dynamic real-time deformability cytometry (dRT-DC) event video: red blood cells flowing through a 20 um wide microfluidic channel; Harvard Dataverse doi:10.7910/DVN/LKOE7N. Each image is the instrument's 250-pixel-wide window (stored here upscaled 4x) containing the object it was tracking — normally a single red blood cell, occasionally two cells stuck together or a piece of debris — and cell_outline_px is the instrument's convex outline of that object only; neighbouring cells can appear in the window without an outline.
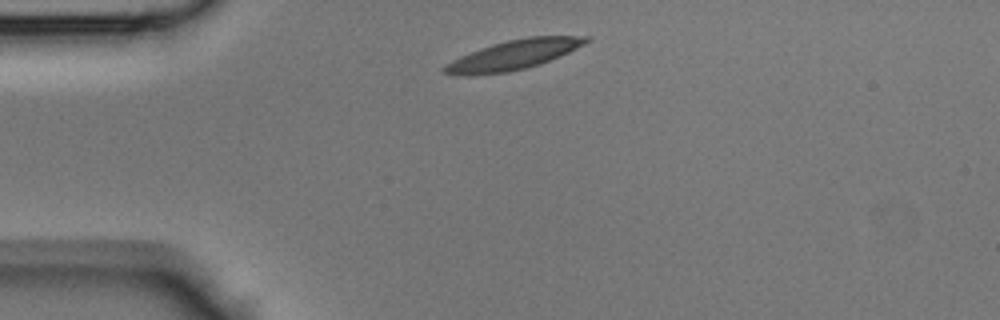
{"species": "Egyptian fruit bat (a non-hibernating species)", "species_latin": "Rousettus aegyptiacus", "temperature_condition": "room temperature", "stored_images_in_passage": 35, "camera_frame_rate_fps": 3000, "um_per_image_px": 0.085, "animal": {"sex": "male"}, "frame": {"image": 1, "passage_image": 1, "time_ms": 0.0, "image_size_px": [1000, 320], "cell_outline_px": [[592, 40], [560, 56], [540, 64], [508, 72], [464, 76], [440, 72], [440, 68], [452, 60], [460, 56], [480, 48], [492, 44], [508, 40], [528, 36], [592, 36]], "centroid_in_image_um": [43.63, 4.66], "position_along_channel_um": 41.4, "area_um2": 24.45}}
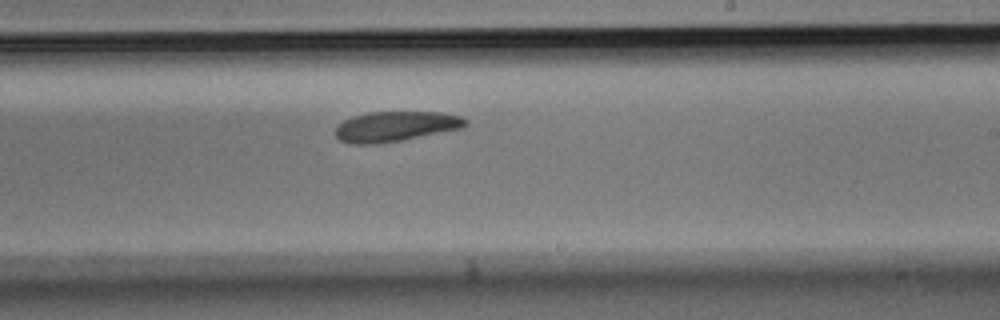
{"frame": {"image": 2, "passage_image": 17, "time_ms": 5.333, "image_size_px": [1000, 320], "cell_outline_px": [[468, 124], [464, 128], [400, 140], [376, 144], [352, 144], [340, 140], [336, 136], [336, 128], [344, 120], [352, 116], [368, 112], [444, 112], [460, 116], [468, 120]], "centroid_in_image_um": [33.66, 10.73], "position_along_channel_um": 255.3, "area_um2": 22.83}}
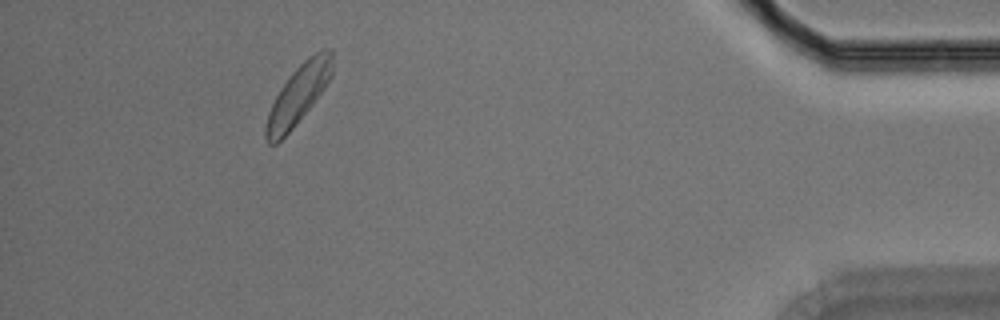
{"frame": {"image": 3, "passage_image": 31, "time_ms": 10.0, "image_size_px": [1000, 320], "cell_outline_px": [[332, 76], [324, 88], [312, 104], [292, 128], [276, 144], [268, 144], [264, 136], [264, 132], [268, 112], [280, 88], [292, 72], [308, 56], [320, 48], [332, 48]], "centroid_in_image_um": [25.36, 8.0], "position_along_channel_um": 409.8, "area_um2": 22.72}}